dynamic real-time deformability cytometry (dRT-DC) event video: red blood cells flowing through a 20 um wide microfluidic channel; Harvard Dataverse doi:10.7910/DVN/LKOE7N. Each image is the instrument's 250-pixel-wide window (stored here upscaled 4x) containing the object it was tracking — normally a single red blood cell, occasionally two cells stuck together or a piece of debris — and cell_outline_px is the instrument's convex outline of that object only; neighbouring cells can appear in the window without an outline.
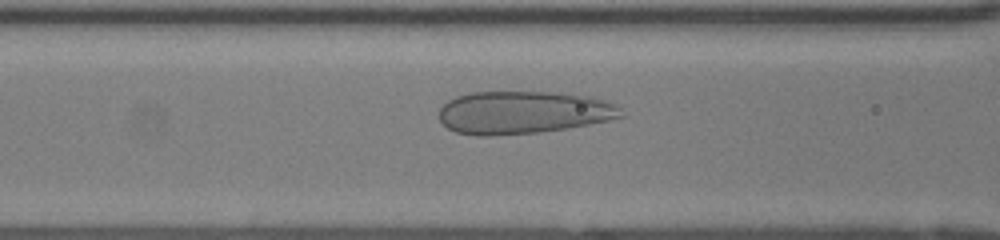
{"species": "human", "species_latin": "Homo sapiens", "temperature_condition": "room temperature", "stored_images_in_passage": 35, "camera_frame_rate_fps": 3000, "um_per_image_px": 0.085, "donor": {"sex": "female"}, "frame": {"image": 1, "passage_image": 7, "time_ms": 2.0, "image_size_px": [1000, 240], "cell_outline_px": [[624, 116], [608, 120], [568, 128], [540, 132], [488, 136], [476, 136], [456, 132], [448, 128], [440, 120], [440, 108], [448, 100], [456, 96], [472, 92], [548, 92], [592, 96], [616, 104], [620, 108]], "centroid_in_image_um": [44.47, 9.56], "position_along_channel_um": 122.1, "area_um2": 45.37}}
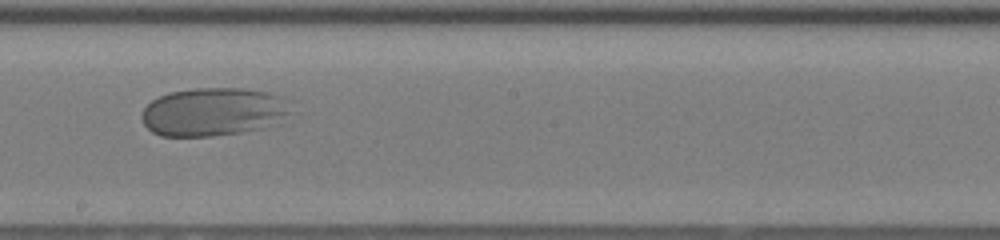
{"frame": {"image": 2, "passage_image": 15, "time_ms": 4.667, "image_size_px": [1000, 240], "cell_outline_px": [[292, 112], [264, 128], [240, 132], [212, 136], [160, 136], [152, 132], [144, 124], [140, 116], [144, 108], [152, 100], [168, 92], [192, 88], [240, 88], [268, 92], [284, 96], [292, 100]], "centroid_in_image_um": [18.16, 9.49], "position_along_channel_um": 230.0, "area_um2": 42.43}}
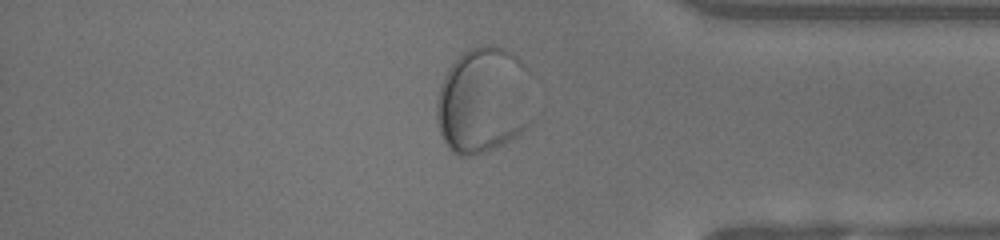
{"frame": {"image": 3, "passage_image": 28, "time_ms": 9.0, "image_size_px": [1000, 240], "cell_outline_px": [[540, 112], [532, 124], [516, 136], [496, 148], [468, 156], [460, 156], [452, 152], [448, 148], [440, 136], [436, 120], [436, 100], [440, 84], [448, 68], [468, 48], [484, 44], [496, 44], [508, 48], [524, 64], [528, 72]], "centroid_in_image_um": [41.19, 8.53], "position_along_channel_um": 394.0, "area_um2": 62.31}}